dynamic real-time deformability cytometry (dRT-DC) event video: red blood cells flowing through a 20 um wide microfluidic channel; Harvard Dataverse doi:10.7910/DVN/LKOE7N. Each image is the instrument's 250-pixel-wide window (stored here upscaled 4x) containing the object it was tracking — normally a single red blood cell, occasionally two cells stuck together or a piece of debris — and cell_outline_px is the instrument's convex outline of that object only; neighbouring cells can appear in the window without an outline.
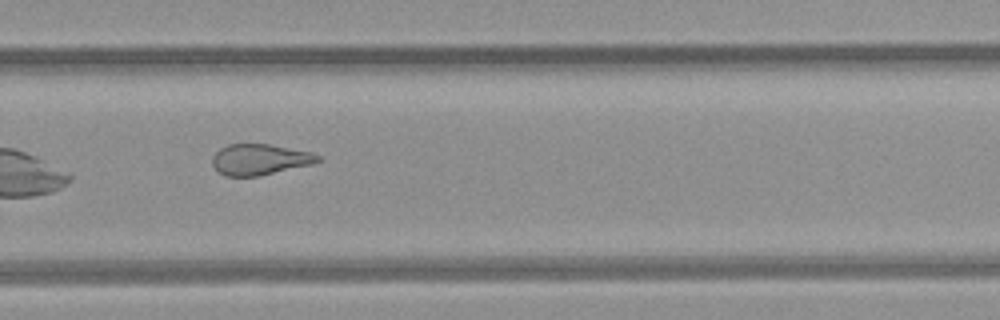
{"species": "common noctule bat (a hibernating species)", "species_latin": "Nyctalus noctula", "temperature_condition": "room temperature", "stored_images_in_passage": 14, "camera_frame_rate_fps": 3000, "um_per_image_px": 0.085, "animal": {"sex": "female", "body_mass_g": 21.9}, "frame": {"image": 1, "passage_image": 10, "time_ms": 3.0, "image_size_px": [1000, 320], "cell_outline_px": [[320, 160], [312, 164], [260, 176], [224, 176], [212, 164], [212, 156], [220, 148], [228, 144], [268, 144], [312, 152], [320, 156]], "centroid_in_image_um": [22.07, 13.55], "position_along_channel_um": 307.7, "area_um2": 18.96}}